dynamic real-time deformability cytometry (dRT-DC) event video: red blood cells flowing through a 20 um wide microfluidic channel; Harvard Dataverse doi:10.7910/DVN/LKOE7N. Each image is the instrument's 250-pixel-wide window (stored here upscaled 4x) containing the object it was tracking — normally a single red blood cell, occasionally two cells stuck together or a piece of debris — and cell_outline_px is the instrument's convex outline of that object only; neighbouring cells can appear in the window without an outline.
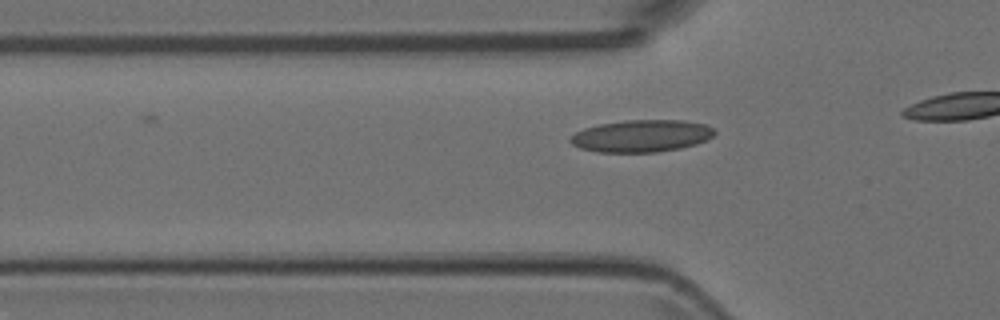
{"species": "Egyptian fruit bat (a non-hibernating species)", "species_latin": "Rousettus aegyptiacus", "temperature_condition": "room temperature", "stored_images_in_passage": 4, "camera_frame_rate_fps": 3000, "um_per_image_px": 0.085, "animal": {"sex": "female"}, "frame": {"image": 1, "passage_image": 4, "time_ms": 1.0, "image_size_px": [1000, 320], "cell_outline_px": [[716, 132], [712, 136], [696, 144], [680, 148], [656, 152], [600, 152], [580, 148], [572, 144], [568, 140], [576, 132], [584, 128], [600, 124], [628, 120], [684, 120], [704, 124], [712, 128]], "centroid_in_image_um": [54.51, 11.55], "position_along_channel_um": 71.3, "area_um2": 26.82}}